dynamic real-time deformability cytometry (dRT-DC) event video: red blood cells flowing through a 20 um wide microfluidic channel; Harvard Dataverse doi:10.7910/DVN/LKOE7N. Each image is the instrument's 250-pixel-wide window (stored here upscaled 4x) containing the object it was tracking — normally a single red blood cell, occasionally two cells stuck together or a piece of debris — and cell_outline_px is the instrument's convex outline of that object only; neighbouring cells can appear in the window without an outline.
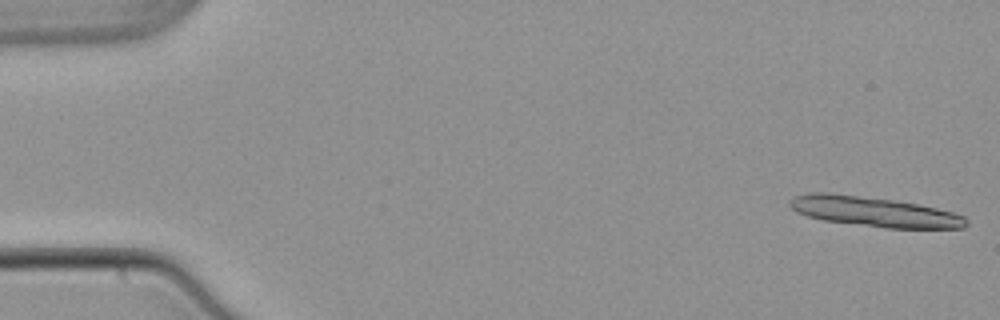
{"species": "common noctule bat (a hibernating species)", "species_latin": "Nyctalus noctula", "temperature_condition": "warm", "stored_images_in_passage": 14, "camera_frame_rate_fps": 3000, "um_per_image_px": 0.085, "animal": {"sex": "male", "body_mass_g": 21.5, "forearm_length_mm": 52.0}, "frame": {"image": 1, "passage_image": 1, "time_ms": 0.0, "image_size_px": [1000, 320], "cell_outline_px": [[968, 224], [964, 228], [884, 228], [824, 220], [808, 216], [792, 208], [788, 204], [788, 200], [792, 196], [808, 192], [828, 192], [892, 200], [916, 204], [936, 208], [952, 212], [964, 216], [968, 220]], "centroid_in_image_um": [74.28, 17.99], "position_along_channel_um": 10.7, "area_um2": 30.63}}